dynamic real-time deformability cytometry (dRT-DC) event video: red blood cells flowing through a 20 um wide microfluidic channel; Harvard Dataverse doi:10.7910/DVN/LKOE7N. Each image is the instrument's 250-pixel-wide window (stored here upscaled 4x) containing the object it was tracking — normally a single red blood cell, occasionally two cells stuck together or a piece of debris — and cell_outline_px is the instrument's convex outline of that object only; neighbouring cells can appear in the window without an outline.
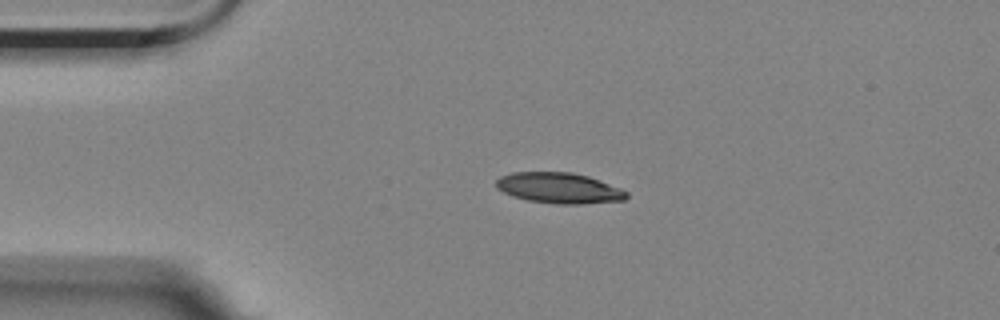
{"species": "Egyptian fruit bat (a non-hibernating species)", "species_latin": "Rousettus aegyptiacus", "temperature_condition": "room temperature", "stored_images_in_passage": 2, "camera_frame_rate_fps": 3000, "um_per_image_px": 0.085, "animal": {"sex": "female"}, "frame": {"image": 1, "passage_image": 1, "time_ms": 0.0, "image_size_px": [1000, 320], "cell_outline_px": [[628, 196], [624, 200], [580, 204], [556, 204], [528, 200], [512, 196], [496, 188], [496, 180], [500, 176], [512, 172], [572, 172], [588, 176], [620, 188], [628, 192]], "centroid_in_image_um": [47.51, 15.98], "position_along_channel_um": 37.5, "area_um2": 23.29}}